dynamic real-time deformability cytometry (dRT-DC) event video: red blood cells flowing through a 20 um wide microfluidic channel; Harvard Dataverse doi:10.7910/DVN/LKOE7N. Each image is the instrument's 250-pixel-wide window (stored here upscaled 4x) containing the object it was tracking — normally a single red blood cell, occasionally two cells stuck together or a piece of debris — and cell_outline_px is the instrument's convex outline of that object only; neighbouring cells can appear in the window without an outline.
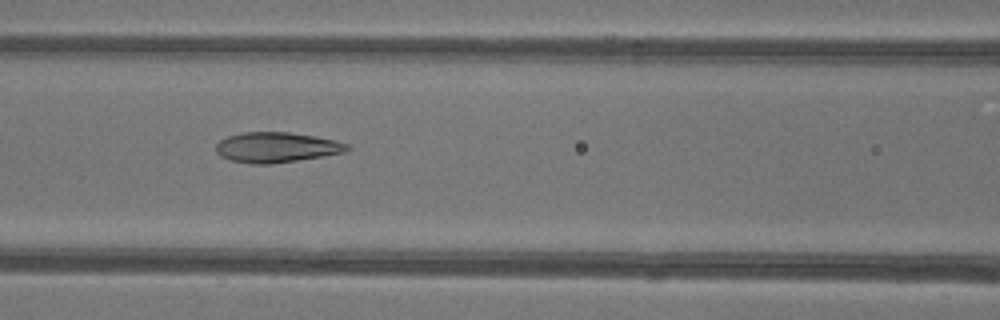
{"species": "common noctule bat (a hibernating species)", "species_latin": "Nyctalus noctula", "temperature_condition": "warm", "stored_images_in_passage": 47, "camera_frame_rate_fps": 3000, "um_per_image_px": 0.085, "animal": {"sex": "female"}, "frame": {"image": 1, "passage_image": 20, "time_ms": 6.333, "image_size_px": [1000, 320], "cell_outline_px": [[352, 148], [348, 152], [324, 156], [268, 164], [252, 164], [232, 160], [220, 156], [216, 152], [216, 144], [220, 140], [228, 136], [244, 132], [288, 132], [316, 136], [336, 140], [348, 144]], "centroid_in_image_um": [23.55, 12.52], "position_along_channel_um": 143.1, "area_um2": 23.18}}
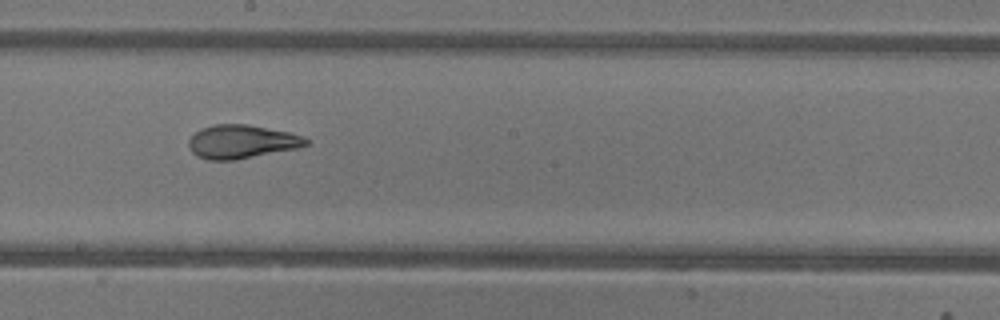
{"frame": {"image": 2, "passage_image": 26, "time_ms": 8.333, "image_size_px": [1000, 320], "cell_outline_px": [[308, 144], [296, 148], [236, 160], [208, 160], [196, 156], [188, 148], [188, 140], [200, 128], [212, 124], [248, 124], [288, 132], [300, 136], [308, 140]], "centroid_in_image_um": [20.47, 12.04], "position_along_channel_um": 227.7, "area_um2": 22.89}}
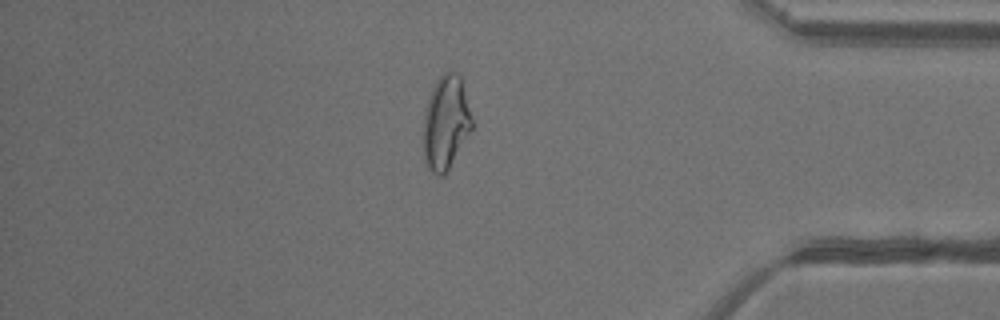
{"frame": {"image": 3, "passage_image": 40, "time_ms": 13.0, "image_size_px": [1000, 320], "cell_outline_px": [[472, 128], [448, 172], [444, 176], [440, 176], [432, 172], [428, 168], [424, 160], [424, 112], [428, 96], [436, 80], [448, 68], [456, 72], [460, 76], [472, 116]], "centroid_in_image_um": [37.89, 10.42], "position_along_channel_um": 397.3, "area_um2": 26.82}, "authors_computed_cell_mechanics": {"area_um2": 25.0852, "velocity_mm_per_s": 4.233, "shape_relaxation_time_tau1_ms": 9.1917, "shape_relaxation_time_tau2_ms": 1.1736, "deformation_change_tau1": 0.2868, "deformation_change_tau2": 0.0801}}